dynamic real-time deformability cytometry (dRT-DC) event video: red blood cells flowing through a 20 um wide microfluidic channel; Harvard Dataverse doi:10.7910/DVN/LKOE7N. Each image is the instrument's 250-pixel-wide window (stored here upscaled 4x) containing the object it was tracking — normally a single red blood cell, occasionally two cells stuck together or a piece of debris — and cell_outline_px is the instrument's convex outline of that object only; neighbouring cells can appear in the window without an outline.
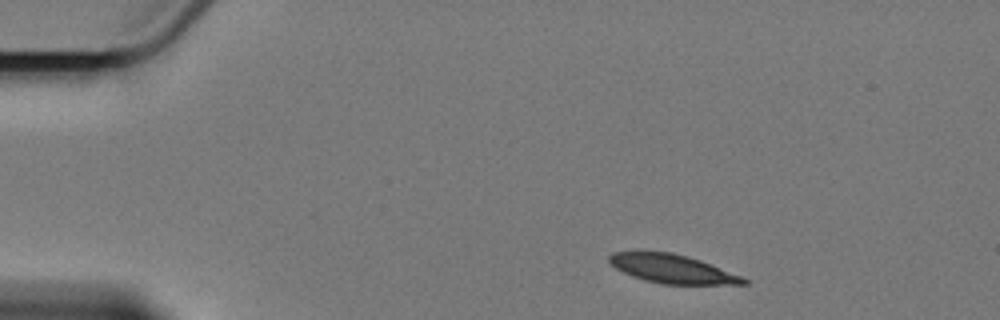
{"species": "Egyptian fruit bat (a non-hibernating species)", "species_latin": "Rousettus aegyptiacus", "temperature_condition": "cold", "stored_images_in_passage": 3, "camera_frame_rate_fps": 3000, "um_per_image_px": 0.085, "animal": {"sex": "female"}, "frame": {"image": 1, "passage_image": 1, "time_ms": 0.0, "image_size_px": [1000, 320], "cell_outline_px": [[748, 284], [660, 284], [644, 280], [632, 276], [616, 268], [608, 260], [608, 256], [612, 252], [672, 252], [688, 256], [700, 260], [740, 276], [748, 280]], "centroid_in_image_um": [57.11, 22.85], "position_along_channel_um": 27.9, "area_um2": 22.14}}